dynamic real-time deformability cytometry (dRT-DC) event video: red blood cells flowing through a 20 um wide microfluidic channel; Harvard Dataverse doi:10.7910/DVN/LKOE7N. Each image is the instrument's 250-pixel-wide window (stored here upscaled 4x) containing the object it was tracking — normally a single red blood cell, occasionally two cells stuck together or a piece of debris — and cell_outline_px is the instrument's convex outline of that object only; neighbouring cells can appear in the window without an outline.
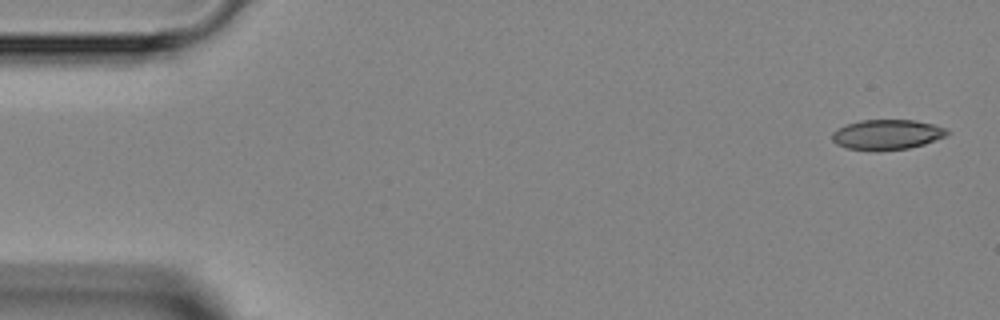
{"species": "Egyptian fruit bat (a non-hibernating species)", "species_latin": "Rousettus aegyptiacus", "temperature_condition": "room temperature", "stored_images_in_passage": 4, "camera_frame_rate_fps": 3000, "um_per_image_px": 0.085, "animal": {"sex": "female"}, "frame": {"image": 1, "passage_image": 1, "time_ms": 0.0, "image_size_px": [1000, 320], "cell_outline_px": [[952, 132], [948, 136], [924, 144], [908, 148], [880, 152], [872, 152], [844, 148], [836, 144], [832, 140], [832, 132], [836, 128], [860, 120], [916, 120], [948, 128]], "centroid_in_image_um": [75.4, 11.46], "position_along_channel_um": 9.6, "area_um2": 20.81}}